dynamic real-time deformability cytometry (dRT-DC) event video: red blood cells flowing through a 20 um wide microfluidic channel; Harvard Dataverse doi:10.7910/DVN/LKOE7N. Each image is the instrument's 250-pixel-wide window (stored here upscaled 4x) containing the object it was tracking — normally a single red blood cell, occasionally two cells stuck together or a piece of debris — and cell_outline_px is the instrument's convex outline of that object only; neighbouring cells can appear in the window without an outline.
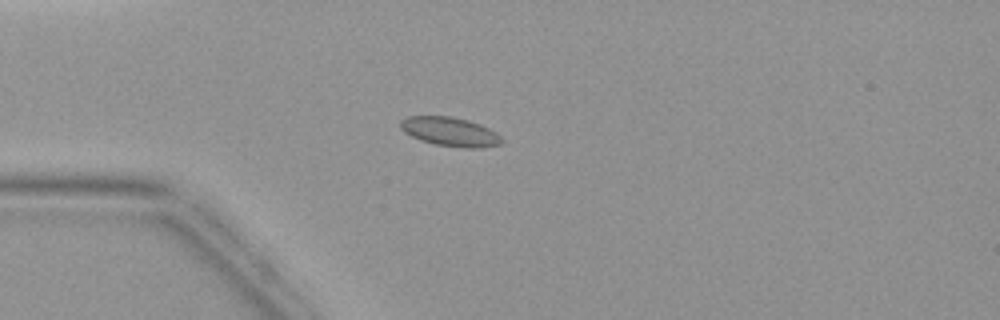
{"species": "common noctule bat (a hibernating species)", "species_latin": "Nyctalus noctula", "temperature_condition": "warm", "stored_images_in_passage": 3, "camera_frame_rate_fps": 3000, "um_per_image_px": 0.085, "animal": {"sex": "female", "body_mass_g": 19.9}, "frame": {"image": 1, "passage_image": 3, "time_ms": 3.333, "image_size_px": [1000, 320], "cell_outline_px": [[504, 140], [500, 144], [480, 148], [464, 148], [436, 144], [420, 140], [404, 132], [400, 128], [400, 120], [408, 116], [452, 116], [468, 120], [480, 124], [496, 132]], "centroid_in_image_um": [38.25, 11.19], "position_along_channel_um": 46.7, "area_um2": 17.17}}